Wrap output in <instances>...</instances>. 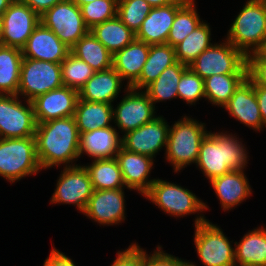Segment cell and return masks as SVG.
<instances>
[{"label": "cell", "instance_id": "cell-22", "mask_svg": "<svg viewBox=\"0 0 266 266\" xmlns=\"http://www.w3.org/2000/svg\"><path fill=\"white\" fill-rule=\"evenodd\" d=\"M115 126L79 134V158L84 154L93 160L116 158L122 148V135Z\"/></svg>", "mask_w": 266, "mask_h": 266}, {"label": "cell", "instance_id": "cell-24", "mask_svg": "<svg viewBox=\"0 0 266 266\" xmlns=\"http://www.w3.org/2000/svg\"><path fill=\"white\" fill-rule=\"evenodd\" d=\"M150 44L134 39L112 57V67L126 85L131 87L140 77L149 55Z\"/></svg>", "mask_w": 266, "mask_h": 266}, {"label": "cell", "instance_id": "cell-25", "mask_svg": "<svg viewBox=\"0 0 266 266\" xmlns=\"http://www.w3.org/2000/svg\"><path fill=\"white\" fill-rule=\"evenodd\" d=\"M123 82V83H122ZM124 81L112 67L98 71L78 91L79 99L113 104L121 93Z\"/></svg>", "mask_w": 266, "mask_h": 266}, {"label": "cell", "instance_id": "cell-16", "mask_svg": "<svg viewBox=\"0 0 266 266\" xmlns=\"http://www.w3.org/2000/svg\"><path fill=\"white\" fill-rule=\"evenodd\" d=\"M125 189L93 190L82 214L100 227L119 226L126 218Z\"/></svg>", "mask_w": 266, "mask_h": 266}, {"label": "cell", "instance_id": "cell-51", "mask_svg": "<svg viewBox=\"0 0 266 266\" xmlns=\"http://www.w3.org/2000/svg\"><path fill=\"white\" fill-rule=\"evenodd\" d=\"M260 53L266 58V42H265L262 50L260 51Z\"/></svg>", "mask_w": 266, "mask_h": 266}, {"label": "cell", "instance_id": "cell-15", "mask_svg": "<svg viewBox=\"0 0 266 266\" xmlns=\"http://www.w3.org/2000/svg\"><path fill=\"white\" fill-rule=\"evenodd\" d=\"M169 127L166 118L158 115L153 121L123 135L122 147L154 159L161 150L166 151Z\"/></svg>", "mask_w": 266, "mask_h": 266}, {"label": "cell", "instance_id": "cell-38", "mask_svg": "<svg viewBox=\"0 0 266 266\" xmlns=\"http://www.w3.org/2000/svg\"><path fill=\"white\" fill-rule=\"evenodd\" d=\"M152 8L145 0H118L117 17L136 34Z\"/></svg>", "mask_w": 266, "mask_h": 266}, {"label": "cell", "instance_id": "cell-36", "mask_svg": "<svg viewBox=\"0 0 266 266\" xmlns=\"http://www.w3.org/2000/svg\"><path fill=\"white\" fill-rule=\"evenodd\" d=\"M195 0H188L177 12L167 39V44L175 47L182 42L200 23Z\"/></svg>", "mask_w": 266, "mask_h": 266}, {"label": "cell", "instance_id": "cell-29", "mask_svg": "<svg viewBox=\"0 0 266 266\" xmlns=\"http://www.w3.org/2000/svg\"><path fill=\"white\" fill-rule=\"evenodd\" d=\"M90 32L114 55L135 39L133 33L117 16L95 25Z\"/></svg>", "mask_w": 266, "mask_h": 266}, {"label": "cell", "instance_id": "cell-26", "mask_svg": "<svg viewBox=\"0 0 266 266\" xmlns=\"http://www.w3.org/2000/svg\"><path fill=\"white\" fill-rule=\"evenodd\" d=\"M235 266H266V228L249 230L235 241Z\"/></svg>", "mask_w": 266, "mask_h": 266}, {"label": "cell", "instance_id": "cell-39", "mask_svg": "<svg viewBox=\"0 0 266 266\" xmlns=\"http://www.w3.org/2000/svg\"><path fill=\"white\" fill-rule=\"evenodd\" d=\"M177 92L179 100L182 99L188 106L196 105L199 100L205 99L204 80L187 67L180 78Z\"/></svg>", "mask_w": 266, "mask_h": 266}, {"label": "cell", "instance_id": "cell-12", "mask_svg": "<svg viewBox=\"0 0 266 266\" xmlns=\"http://www.w3.org/2000/svg\"><path fill=\"white\" fill-rule=\"evenodd\" d=\"M59 175L50 204H72L78 213H83L93 192L87 169L83 164L67 166Z\"/></svg>", "mask_w": 266, "mask_h": 266}, {"label": "cell", "instance_id": "cell-3", "mask_svg": "<svg viewBox=\"0 0 266 266\" xmlns=\"http://www.w3.org/2000/svg\"><path fill=\"white\" fill-rule=\"evenodd\" d=\"M174 121L168 132L165 162L171 164L174 173L183 171L187 166L195 164L199 155L202 139L209 132L206 123L199 122L191 115L183 114Z\"/></svg>", "mask_w": 266, "mask_h": 266}, {"label": "cell", "instance_id": "cell-35", "mask_svg": "<svg viewBox=\"0 0 266 266\" xmlns=\"http://www.w3.org/2000/svg\"><path fill=\"white\" fill-rule=\"evenodd\" d=\"M247 74H219L204 79L205 101L220 108L229 101Z\"/></svg>", "mask_w": 266, "mask_h": 266}, {"label": "cell", "instance_id": "cell-13", "mask_svg": "<svg viewBox=\"0 0 266 266\" xmlns=\"http://www.w3.org/2000/svg\"><path fill=\"white\" fill-rule=\"evenodd\" d=\"M36 125L31 101L18 95L0 94V138L34 136Z\"/></svg>", "mask_w": 266, "mask_h": 266}, {"label": "cell", "instance_id": "cell-11", "mask_svg": "<svg viewBox=\"0 0 266 266\" xmlns=\"http://www.w3.org/2000/svg\"><path fill=\"white\" fill-rule=\"evenodd\" d=\"M40 21L70 49L90 31L80 7L72 0H62L55 4L40 16Z\"/></svg>", "mask_w": 266, "mask_h": 266}, {"label": "cell", "instance_id": "cell-20", "mask_svg": "<svg viewBox=\"0 0 266 266\" xmlns=\"http://www.w3.org/2000/svg\"><path fill=\"white\" fill-rule=\"evenodd\" d=\"M69 53L70 48L41 22L33 30L26 45L22 48L23 58L43 60L52 63H61Z\"/></svg>", "mask_w": 266, "mask_h": 266}, {"label": "cell", "instance_id": "cell-6", "mask_svg": "<svg viewBox=\"0 0 266 266\" xmlns=\"http://www.w3.org/2000/svg\"><path fill=\"white\" fill-rule=\"evenodd\" d=\"M40 171L34 136L0 138V177L14 184Z\"/></svg>", "mask_w": 266, "mask_h": 266}, {"label": "cell", "instance_id": "cell-21", "mask_svg": "<svg viewBox=\"0 0 266 266\" xmlns=\"http://www.w3.org/2000/svg\"><path fill=\"white\" fill-rule=\"evenodd\" d=\"M245 171L231 170L209 181L210 187L220 201L221 210L224 212L235 209L252 196L254 191H252Z\"/></svg>", "mask_w": 266, "mask_h": 266}, {"label": "cell", "instance_id": "cell-43", "mask_svg": "<svg viewBox=\"0 0 266 266\" xmlns=\"http://www.w3.org/2000/svg\"><path fill=\"white\" fill-rule=\"evenodd\" d=\"M110 266H144V248L132 242L125 250H118Z\"/></svg>", "mask_w": 266, "mask_h": 266}, {"label": "cell", "instance_id": "cell-17", "mask_svg": "<svg viewBox=\"0 0 266 266\" xmlns=\"http://www.w3.org/2000/svg\"><path fill=\"white\" fill-rule=\"evenodd\" d=\"M126 188L139 193L142 197L150 190L156 178L151 179L154 161L150 156L129 152L123 147L116 155ZM150 177V178H149Z\"/></svg>", "mask_w": 266, "mask_h": 266}, {"label": "cell", "instance_id": "cell-10", "mask_svg": "<svg viewBox=\"0 0 266 266\" xmlns=\"http://www.w3.org/2000/svg\"><path fill=\"white\" fill-rule=\"evenodd\" d=\"M124 87V96L113 106V124L122 136L157 117V106H154L144 90H136L127 85Z\"/></svg>", "mask_w": 266, "mask_h": 266}, {"label": "cell", "instance_id": "cell-33", "mask_svg": "<svg viewBox=\"0 0 266 266\" xmlns=\"http://www.w3.org/2000/svg\"><path fill=\"white\" fill-rule=\"evenodd\" d=\"M91 161V164L83 165L89 173L93 190L126 188L116 158Z\"/></svg>", "mask_w": 266, "mask_h": 266}, {"label": "cell", "instance_id": "cell-47", "mask_svg": "<svg viewBox=\"0 0 266 266\" xmlns=\"http://www.w3.org/2000/svg\"><path fill=\"white\" fill-rule=\"evenodd\" d=\"M145 1L154 8V7L165 6V5L176 3V2H187L188 0H145Z\"/></svg>", "mask_w": 266, "mask_h": 266}, {"label": "cell", "instance_id": "cell-14", "mask_svg": "<svg viewBox=\"0 0 266 266\" xmlns=\"http://www.w3.org/2000/svg\"><path fill=\"white\" fill-rule=\"evenodd\" d=\"M0 22L4 46L22 49L41 21L27 4L14 0L0 17Z\"/></svg>", "mask_w": 266, "mask_h": 266}, {"label": "cell", "instance_id": "cell-4", "mask_svg": "<svg viewBox=\"0 0 266 266\" xmlns=\"http://www.w3.org/2000/svg\"><path fill=\"white\" fill-rule=\"evenodd\" d=\"M143 197L151 201L150 203L156 205L165 214L170 217L174 216L176 219L196 213L193 226L208 220L203 215L209 209L207 202L201 200L187 187L172 181L156 178L150 190Z\"/></svg>", "mask_w": 266, "mask_h": 266}, {"label": "cell", "instance_id": "cell-34", "mask_svg": "<svg viewBox=\"0 0 266 266\" xmlns=\"http://www.w3.org/2000/svg\"><path fill=\"white\" fill-rule=\"evenodd\" d=\"M22 60V49L0 47V94L17 95Z\"/></svg>", "mask_w": 266, "mask_h": 266}, {"label": "cell", "instance_id": "cell-9", "mask_svg": "<svg viewBox=\"0 0 266 266\" xmlns=\"http://www.w3.org/2000/svg\"><path fill=\"white\" fill-rule=\"evenodd\" d=\"M63 86L61 65L23 58L17 95L27 101Z\"/></svg>", "mask_w": 266, "mask_h": 266}, {"label": "cell", "instance_id": "cell-44", "mask_svg": "<svg viewBox=\"0 0 266 266\" xmlns=\"http://www.w3.org/2000/svg\"><path fill=\"white\" fill-rule=\"evenodd\" d=\"M43 266H76V264L71 257L66 256L54 246L44 260Z\"/></svg>", "mask_w": 266, "mask_h": 266}, {"label": "cell", "instance_id": "cell-30", "mask_svg": "<svg viewBox=\"0 0 266 266\" xmlns=\"http://www.w3.org/2000/svg\"><path fill=\"white\" fill-rule=\"evenodd\" d=\"M70 52L96 72L112 68L113 55L90 31L70 49Z\"/></svg>", "mask_w": 266, "mask_h": 266}, {"label": "cell", "instance_id": "cell-49", "mask_svg": "<svg viewBox=\"0 0 266 266\" xmlns=\"http://www.w3.org/2000/svg\"><path fill=\"white\" fill-rule=\"evenodd\" d=\"M72 1L80 7L82 5L88 4V3L93 2L95 0H72Z\"/></svg>", "mask_w": 266, "mask_h": 266}, {"label": "cell", "instance_id": "cell-8", "mask_svg": "<svg viewBox=\"0 0 266 266\" xmlns=\"http://www.w3.org/2000/svg\"><path fill=\"white\" fill-rule=\"evenodd\" d=\"M203 51L188 67L203 80L219 74H247V57L226 39Z\"/></svg>", "mask_w": 266, "mask_h": 266}, {"label": "cell", "instance_id": "cell-7", "mask_svg": "<svg viewBox=\"0 0 266 266\" xmlns=\"http://www.w3.org/2000/svg\"><path fill=\"white\" fill-rule=\"evenodd\" d=\"M195 252L204 266H235V246L218 224L208 219L194 226Z\"/></svg>", "mask_w": 266, "mask_h": 266}, {"label": "cell", "instance_id": "cell-42", "mask_svg": "<svg viewBox=\"0 0 266 266\" xmlns=\"http://www.w3.org/2000/svg\"><path fill=\"white\" fill-rule=\"evenodd\" d=\"M247 78L253 85L266 87V58L260 52L247 56Z\"/></svg>", "mask_w": 266, "mask_h": 266}, {"label": "cell", "instance_id": "cell-28", "mask_svg": "<svg viewBox=\"0 0 266 266\" xmlns=\"http://www.w3.org/2000/svg\"><path fill=\"white\" fill-rule=\"evenodd\" d=\"M175 48L165 44H151L149 55L139 79L131 86L136 90H144L155 81L164 69L176 62Z\"/></svg>", "mask_w": 266, "mask_h": 266}, {"label": "cell", "instance_id": "cell-1", "mask_svg": "<svg viewBox=\"0 0 266 266\" xmlns=\"http://www.w3.org/2000/svg\"><path fill=\"white\" fill-rule=\"evenodd\" d=\"M34 137L42 170L79 165V131L74 116L37 123Z\"/></svg>", "mask_w": 266, "mask_h": 266}, {"label": "cell", "instance_id": "cell-40", "mask_svg": "<svg viewBox=\"0 0 266 266\" xmlns=\"http://www.w3.org/2000/svg\"><path fill=\"white\" fill-rule=\"evenodd\" d=\"M118 0H95L80 6L81 14L87 27L103 23L117 16Z\"/></svg>", "mask_w": 266, "mask_h": 266}, {"label": "cell", "instance_id": "cell-5", "mask_svg": "<svg viewBox=\"0 0 266 266\" xmlns=\"http://www.w3.org/2000/svg\"><path fill=\"white\" fill-rule=\"evenodd\" d=\"M242 7L224 39L247 57L266 42V0H247Z\"/></svg>", "mask_w": 266, "mask_h": 266}, {"label": "cell", "instance_id": "cell-50", "mask_svg": "<svg viewBox=\"0 0 266 266\" xmlns=\"http://www.w3.org/2000/svg\"><path fill=\"white\" fill-rule=\"evenodd\" d=\"M3 40H2V27H1V22H0V47H3Z\"/></svg>", "mask_w": 266, "mask_h": 266}, {"label": "cell", "instance_id": "cell-19", "mask_svg": "<svg viewBox=\"0 0 266 266\" xmlns=\"http://www.w3.org/2000/svg\"><path fill=\"white\" fill-rule=\"evenodd\" d=\"M222 109H225L224 111L228 112L231 118H234L251 130L257 133L258 131H263L264 124L253 89V83L248 78L239 85Z\"/></svg>", "mask_w": 266, "mask_h": 266}, {"label": "cell", "instance_id": "cell-41", "mask_svg": "<svg viewBox=\"0 0 266 266\" xmlns=\"http://www.w3.org/2000/svg\"><path fill=\"white\" fill-rule=\"evenodd\" d=\"M144 248V266H197L195 262L184 260L173 254L166 253L161 245L149 254Z\"/></svg>", "mask_w": 266, "mask_h": 266}, {"label": "cell", "instance_id": "cell-45", "mask_svg": "<svg viewBox=\"0 0 266 266\" xmlns=\"http://www.w3.org/2000/svg\"><path fill=\"white\" fill-rule=\"evenodd\" d=\"M27 4L39 16L43 15L47 10L62 0H20Z\"/></svg>", "mask_w": 266, "mask_h": 266}, {"label": "cell", "instance_id": "cell-46", "mask_svg": "<svg viewBox=\"0 0 266 266\" xmlns=\"http://www.w3.org/2000/svg\"><path fill=\"white\" fill-rule=\"evenodd\" d=\"M253 89L258 101L264 128H266V87L253 85Z\"/></svg>", "mask_w": 266, "mask_h": 266}, {"label": "cell", "instance_id": "cell-32", "mask_svg": "<svg viewBox=\"0 0 266 266\" xmlns=\"http://www.w3.org/2000/svg\"><path fill=\"white\" fill-rule=\"evenodd\" d=\"M211 36L210 23L204 20L174 47L176 60L189 66L203 51L215 43Z\"/></svg>", "mask_w": 266, "mask_h": 266}, {"label": "cell", "instance_id": "cell-23", "mask_svg": "<svg viewBox=\"0 0 266 266\" xmlns=\"http://www.w3.org/2000/svg\"><path fill=\"white\" fill-rule=\"evenodd\" d=\"M185 3L176 2L152 8L135 34V38L150 45L167 43L176 12Z\"/></svg>", "mask_w": 266, "mask_h": 266}, {"label": "cell", "instance_id": "cell-27", "mask_svg": "<svg viewBox=\"0 0 266 266\" xmlns=\"http://www.w3.org/2000/svg\"><path fill=\"white\" fill-rule=\"evenodd\" d=\"M113 106L105 102H89L78 98L74 118L79 134L113 126Z\"/></svg>", "mask_w": 266, "mask_h": 266}, {"label": "cell", "instance_id": "cell-18", "mask_svg": "<svg viewBox=\"0 0 266 266\" xmlns=\"http://www.w3.org/2000/svg\"><path fill=\"white\" fill-rule=\"evenodd\" d=\"M79 95L71 87L61 86L32 100L36 123L74 116Z\"/></svg>", "mask_w": 266, "mask_h": 266}, {"label": "cell", "instance_id": "cell-2", "mask_svg": "<svg viewBox=\"0 0 266 266\" xmlns=\"http://www.w3.org/2000/svg\"><path fill=\"white\" fill-rule=\"evenodd\" d=\"M229 132L210 130L201 141L195 165L209 181L231 170H246L248 166L250 156L246 144L236 133Z\"/></svg>", "mask_w": 266, "mask_h": 266}, {"label": "cell", "instance_id": "cell-31", "mask_svg": "<svg viewBox=\"0 0 266 266\" xmlns=\"http://www.w3.org/2000/svg\"><path fill=\"white\" fill-rule=\"evenodd\" d=\"M187 67V65L176 61L164 69L158 78L144 89L154 106L156 103L178 98L177 87Z\"/></svg>", "mask_w": 266, "mask_h": 266}, {"label": "cell", "instance_id": "cell-37", "mask_svg": "<svg viewBox=\"0 0 266 266\" xmlns=\"http://www.w3.org/2000/svg\"><path fill=\"white\" fill-rule=\"evenodd\" d=\"M60 65L63 85L77 91H79L96 72L85 61L77 58L71 52Z\"/></svg>", "mask_w": 266, "mask_h": 266}, {"label": "cell", "instance_id": "cell-48", "mask_svg": "<svg viewBox=\"0 0 266 266\" xmlns=\"http://www.w3.org/2000/svg\"><path fill=\"white\" fill-rule=\"evenodd\" d=\"M14 0H0V17Z\"/></svg>", "mask_w": 266, "mask_h": 266}]
</instances>
